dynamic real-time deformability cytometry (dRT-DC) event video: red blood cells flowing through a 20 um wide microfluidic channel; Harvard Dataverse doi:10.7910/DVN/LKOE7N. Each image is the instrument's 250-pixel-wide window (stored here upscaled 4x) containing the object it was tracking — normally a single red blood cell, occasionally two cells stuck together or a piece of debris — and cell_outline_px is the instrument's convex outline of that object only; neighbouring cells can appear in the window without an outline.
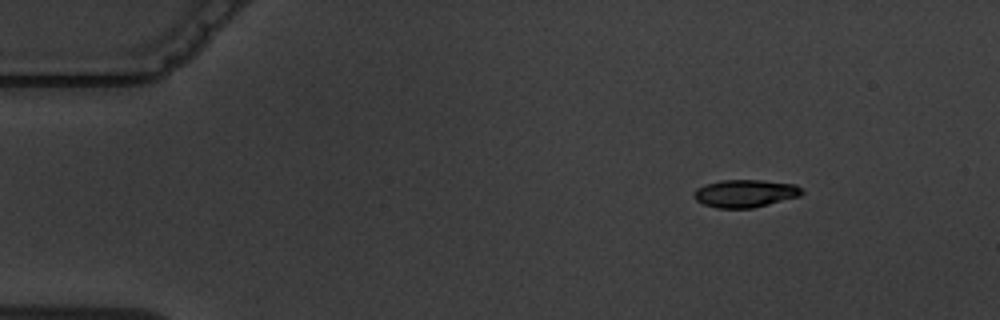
{"species": "common noctule bat (a hibernating species)", "species_latin": "Nyctalus noctula", "temperature_condition": "warm", "stored_images_in_passage": 5, "camera_frame_rate_fps": 3000, "um_per_image_px": 0.085, "animal": {"sex": "male", "body_mass_g": 19.5, "forearm_length_mm": 54.6}, "frame": {"image": 1, "passage_image": 1, "time_ms": 0.0, "image_size_px": [1000, 320], "cell_outline_px": [[804, 192], [800, 196], [752, 208], [716, 208], [704, 204], [696, 200], [692, 196], [696, 188], [704, 184], [720, 180], [764, 180], [796, 184]], "centroid_in_image_um": [63.32, 16.43], "position_along_channel_um": 21.7, "area_um2": 17.51}}
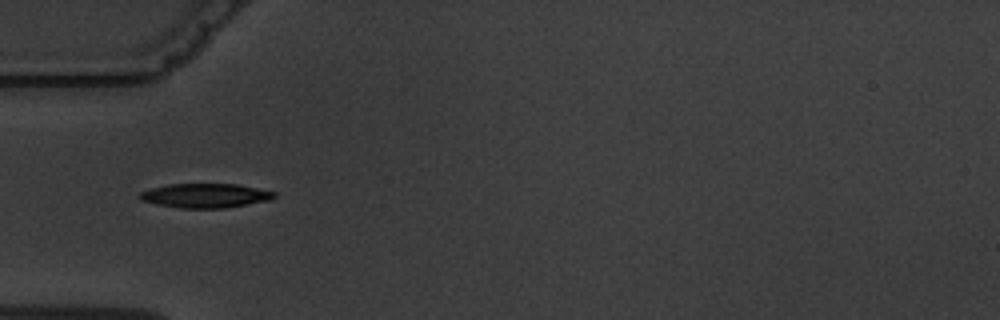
{"frame": {"image": 2, "passage_image": 4, "time_ms": 3.667, "image_size_px": [1000, 320], "cell_outline_px": [[276, 196], [272, 200], [224, 208], [180, 208], [156, 204], [140, 200], [136, 196], [140, 192], [152, 188], [168, 184], [236, 184], [276, 192]], "centroid_in_image_um": [17.43, 16.63], "position_along_channel_um": 67.6, "area_um2": 19.07}}